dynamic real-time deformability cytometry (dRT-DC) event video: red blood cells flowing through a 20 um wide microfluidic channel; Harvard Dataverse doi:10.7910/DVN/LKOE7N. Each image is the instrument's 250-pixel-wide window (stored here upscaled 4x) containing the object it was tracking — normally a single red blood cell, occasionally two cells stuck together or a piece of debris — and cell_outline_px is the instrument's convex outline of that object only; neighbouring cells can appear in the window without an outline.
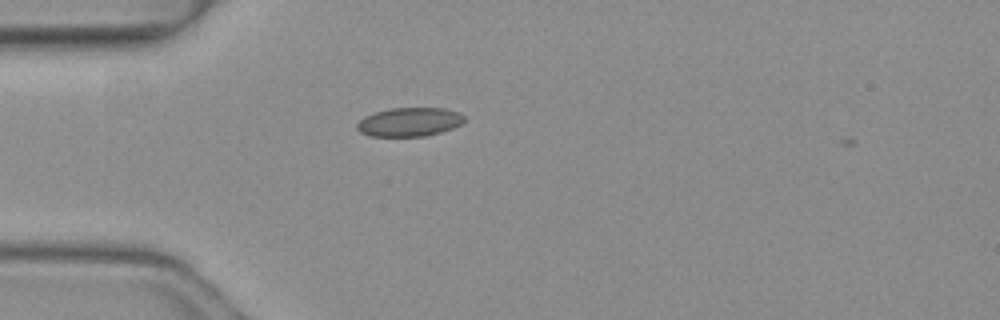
{"species": "common noctule bat (a hibernating species)", "species_latin": "Nyctalus noctula", "temperature_condition": "warm", "stored_images_in_passage": 1, "camera_frame_rate_fps": 3000, "um_per_image_px": 0.085, "animal": {"sex": "female", "body_mass_g": 19.3, "forearm_length_mm": 54.1}, "frame": {"image": 1, "passage_image": 1, "time_ms": 0.0, "image_size_px": [1000, 320], "cell_outline_px": [[464, 120], [460, 124], [452, 128], [440, 132], [424, 136], [372, 136], [360, 132], [356, 128], [356, 124], [364, 116], [376, 112], [392, 108], [444, 108], [456, 112], [464, 116]], "centroid_in_image_um": [34.77, 10.37], "position_along_channel_um": 50.2, "area_um2": 17.8}}